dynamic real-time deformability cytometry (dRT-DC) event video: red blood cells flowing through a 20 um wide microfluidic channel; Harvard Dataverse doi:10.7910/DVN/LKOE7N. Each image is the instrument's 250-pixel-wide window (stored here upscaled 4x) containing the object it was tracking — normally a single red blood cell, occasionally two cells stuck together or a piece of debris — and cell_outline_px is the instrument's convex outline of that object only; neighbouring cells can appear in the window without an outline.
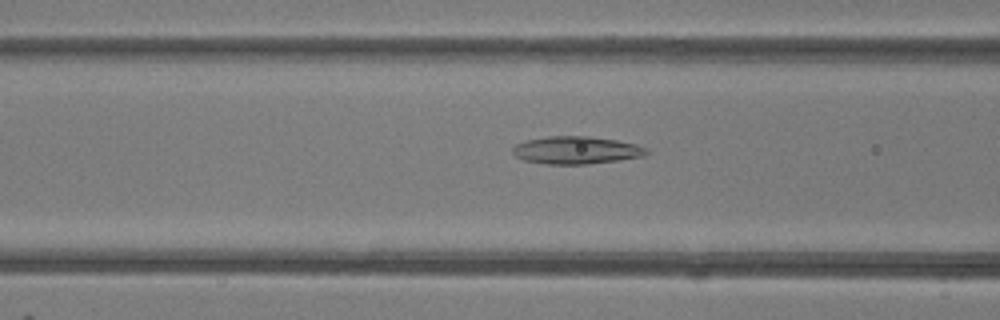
{"species": "common noctule bat (a hibernating species)", "species_latin": "Nyctalus noctula", "temperature_condition": "room temperature", "stored_images_in_passage": 48, "camera_frame_rate_fps": 3000, "um_per_image_px": 0.085, "animal": {"sex": "female"}, "frame": {"image": 1, "passage_image": 18, "time_ms": 5.667, "image_size_px": [1000, 320], "cell_outline_px": [[648, 152], [644, 156], [588, 164], [544, 164], [524, 160], [516, 156], [512, 152], [512, 148], [516, 144], [528, 140], [548, 136], [588, 136], [616, 140], [636, 144], [648, 148]], "centroid_in_image_um": [48.98, 12.76], "position_along_channel_um": 117.6, "area_um2": 21.44}}
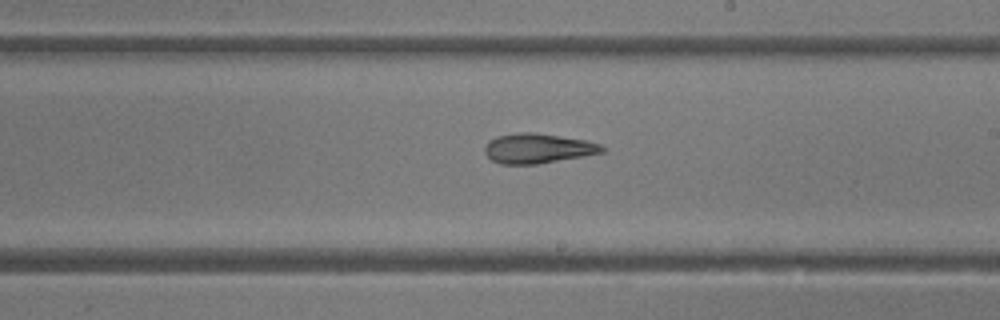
{"frame": {"image": 2, "passage_image": 27, "time_ms": 8.667, "image_size_px": [1000, 320], "cell_outline_px": [[608, 148], [604, 152], [584, 156], [536, 164], [500, 164], [492, 160], [484, 152], [484, 148], [488, 140], [496, 136], [520, 132], [532, 132], [584, 140], [600, 144]], "centroid_in_image_um": [45.7, 12.61], "position_along_channel_um": 243.3, "area_um2": 20.35}}
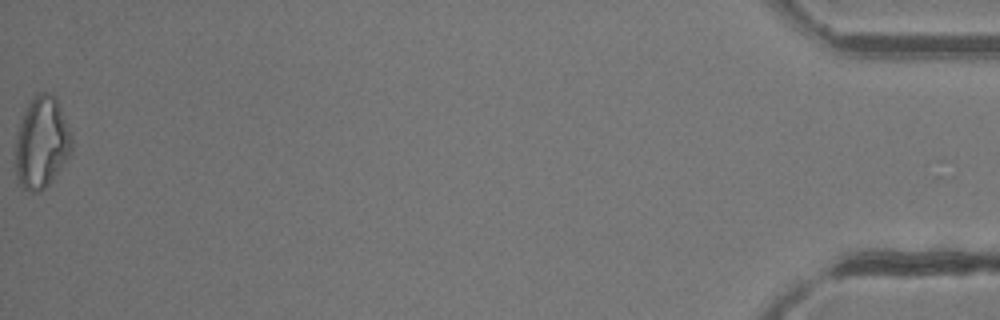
{"frame": {"image": 3, "passage_image": 48, "time_ms": 15.667, "image_size_px": [1000, 320], "cell_outline_px": [[72, 152], [48, 184], [40, 192], [28, 192], [16, 184], [16, 136], [24, 112], [28, 104], [36, 92], [48, 92], [56, 100], [60, 108], [68, 128], [72, 140]], "centroid_in_image_um": [3.51, 12.17], "position_along_channel_um": 431.7, "area_um2": 29.77}, "authors_computed_cell_mechanics": {"area_um2": 22.9755, "velocity_mm_per_s": 4.1967, "shape_relaxation_time_tau1_ms": null, "shape_relaxation_time_tau2_ms": 2.9493, "deformation_change_tau1": null, "deformation_change_tau2": 0.129}}